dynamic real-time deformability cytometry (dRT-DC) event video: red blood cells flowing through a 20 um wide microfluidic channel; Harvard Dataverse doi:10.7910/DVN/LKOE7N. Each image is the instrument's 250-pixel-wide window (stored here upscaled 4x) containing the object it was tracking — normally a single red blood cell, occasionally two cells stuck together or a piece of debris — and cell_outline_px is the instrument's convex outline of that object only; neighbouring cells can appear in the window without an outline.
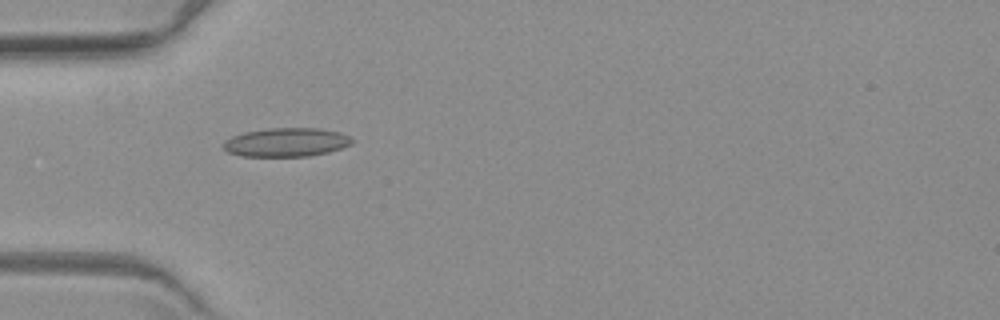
{"species": "common noctule bat (a hibernating species)", "species_latin": "Nyctalus noctula", "temperature_condition": "warm", "stored_images_in_passage": 7, "camera_frame_rate_fps": 3000, "um_per_image_px": 0.085, "animal": {"sex": "female", "body_mass_g": 19.3, "forearm_length_mm": 54.1}, "frame": {"image": 1, "passage_image": 6, "time_ms": 6.0, "image_size_px": [1000, 320], "cell_outline_px": [[352, 144], [328, 152], [308, 156], [240, 156], [228, 152], [224, 148], [224, 140], [232, 136], [244, 132], [268, 128], [316, 128], [340, 132], [348, 136], [352, 140]], "centroid_in_image_um": [24.31, 12.09], "position_along_channel_um": 60.7, "area_um2": 21.44}}
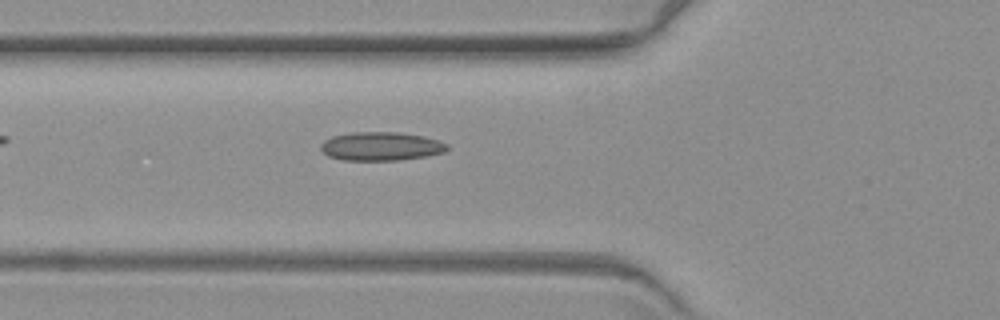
{"frame": {"image": 2, "passage_image": 7, "time_ms": 7.0, "image_size_px": [1000, 320], "cell_outline_px": [[448, 148], [444, 152], [428, 156], [400, 160], [344, 160], [328, 156], [320, 148], [320, 144], [324, 140], [332, 136], [352, 132], [400, 132], [424, 136], [448, 144]], "centroid_in_image_um": [32.38, 12.43], "position_along_channel_um": 93.4, "area_um2": 21.15}}